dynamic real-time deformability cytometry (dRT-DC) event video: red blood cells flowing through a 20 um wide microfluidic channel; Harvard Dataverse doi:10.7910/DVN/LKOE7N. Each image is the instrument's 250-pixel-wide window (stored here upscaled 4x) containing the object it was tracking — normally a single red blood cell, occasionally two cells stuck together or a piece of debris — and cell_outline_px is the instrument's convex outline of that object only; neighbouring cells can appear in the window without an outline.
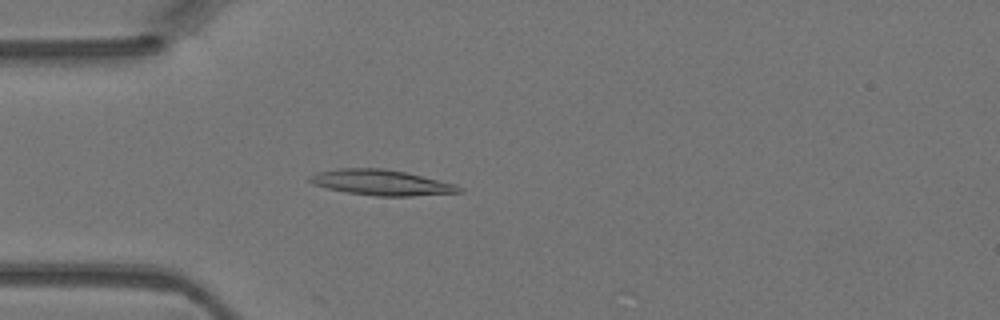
{"species": "Egyptian fruit bat (a non-hibernating species)", "species_latin": "Rousettus aegyptiacus", "temperature_condition": "warm", "stored_images_in_passage": 24, "camera_frame_rate_fps": 3000, "um_per_image_px": 0.085, "animal": {"sex": "female"}, "frame": {"image": 1, "passage_image": 12, "time_ms": 3.667, "image_size_px": [1000, 320], "cell_outline_px": [[464, 192], [412, 196], [376, 196], [348, 192], [328, 188], [312, 184], [308, 180], [308, 176], [316, 172], [340, 168], [384, 168], [404, 172], [456, 184], [464, 188]], "centroid_in_image_um": [32.42, 15.51], "position_along_channel_um": 52.6, "area_um2": 22.2}}
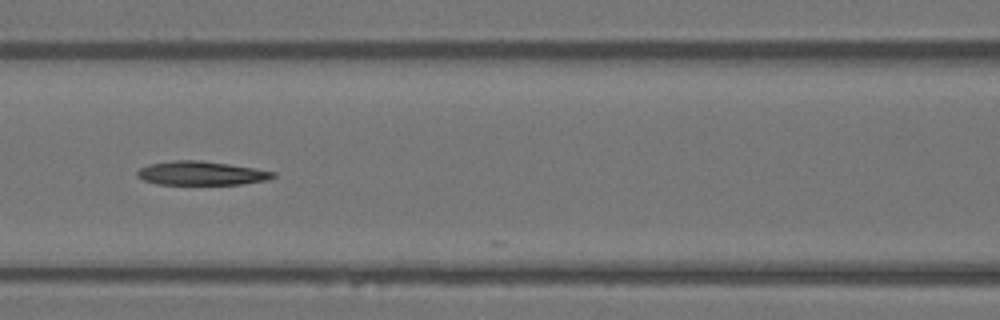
{"frame": {"image": 2, "passage_image": 19, "time_ms": 6.0, "image_size_px": [1000, 320], "cell_outline_px": [[276, 176], [268, 180], [240, 184], [156, 184], [144, 180], [136, 176], [136, 172], [140, 168], [148, 164], [172, 160], [200, 160], [256, 168], [276, 172]], "centroid_in_image_um": [17.1, 14.72], "position_along_channel_um": 149.5, "area_um2": 18.96}}
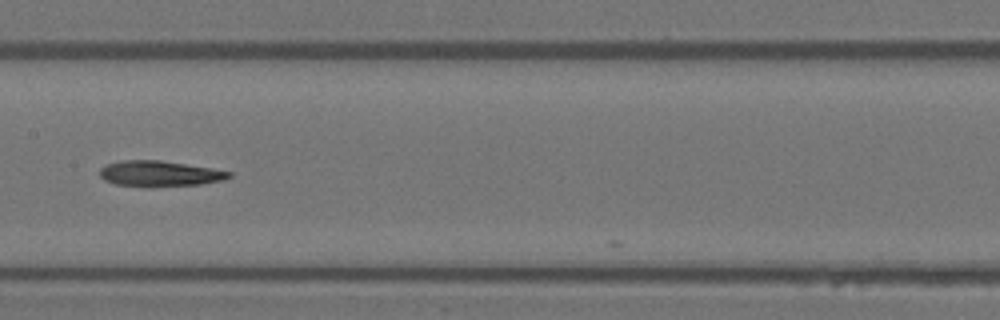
{"frame": {"image": 3, "passage_image": 22, "time_ms": 7.0, "image_size_px": [1000, 320], "cell_outline_px": [[232, 176], [224, 180], [200, 184], [116, 184], [104, 180], [100, 176], [100, 168], [108, 164], [124, 160], [160, 160], [212, 168], [232, 172]], "centroid_in_image_um": [13.6, 14.71], "position_along_channel_um": 193.8, "area_um2": 18.32}}